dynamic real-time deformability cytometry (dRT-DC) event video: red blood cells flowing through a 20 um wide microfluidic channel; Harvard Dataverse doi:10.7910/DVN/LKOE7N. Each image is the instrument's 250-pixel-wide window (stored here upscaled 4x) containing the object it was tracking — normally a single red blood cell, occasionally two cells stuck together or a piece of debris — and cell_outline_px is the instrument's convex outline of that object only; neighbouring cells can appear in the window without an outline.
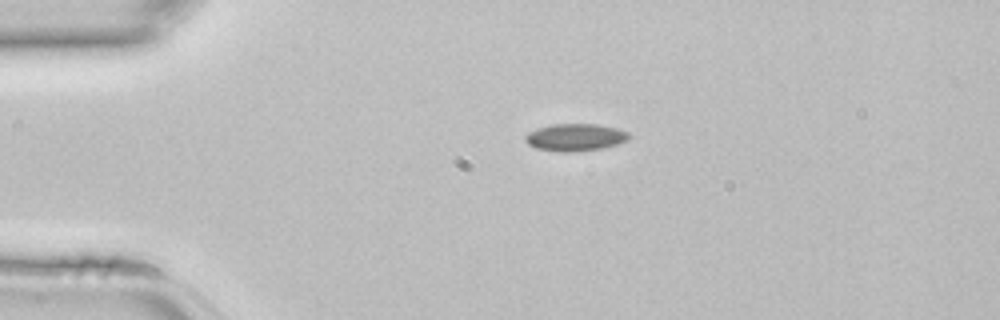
{"species": "common noctule bat (a hibernating species)", "species_latin": "Nyctalus noctula", "temperature_condition": "room temperature", "stored_images_in_passage": 5, "camera_frame_rate_fps": 3000, "um_per_image_px": 0.085, "animal": {"sex": "female", "body_mass_g": 22.7, "forearm_length_mm": 54.2}, "frame": {"image": 1, "passage_image": 1, "time_ms": 0.0, "image_size_px": [1000, 320], "cell_outline_px": [[628, 140], [604, 148], [572, 152], [564, 152], [536, 148], [528, 144], [524, 140], [524, 136], [528, 132], [552, 124], [596, 124], [620, 128], [628, 132]], "centroid_in_image_um": [48.9, 11.67], "position_along_channel_um": 36.1, "area_um2": 16.47}}